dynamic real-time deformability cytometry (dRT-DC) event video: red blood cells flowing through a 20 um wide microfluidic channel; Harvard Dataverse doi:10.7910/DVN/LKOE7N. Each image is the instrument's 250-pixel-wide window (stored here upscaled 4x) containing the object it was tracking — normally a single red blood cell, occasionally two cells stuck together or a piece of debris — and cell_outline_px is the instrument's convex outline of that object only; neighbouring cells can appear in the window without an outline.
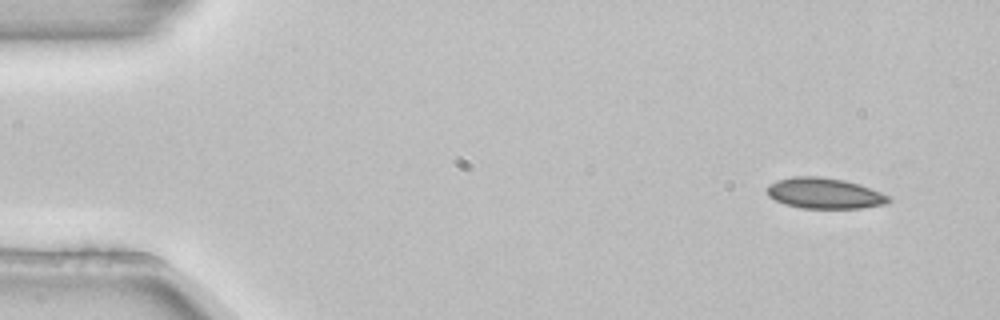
{"species": "common noctule bat (a hibernating species)", "species_latin": "Nyctalus noctula", "temperature_condition": "room temperature", "stored_images_in_passage": 3, "camera_frame_rate_fps": 3000, "um_per_image_px": 0.085, "animal": {"sex": "female", "body_mass_g": 22.7, "forearm_length_mm": 54.2}, "frame": {"image": 1, "passage_image": 1, "time_ms": 0.0, "image_size_px": [1000, 320], "cell_outline_px": [[892, 200], [888, 204], [860, 208], [800, 208], [784, 204], [768, 196], [768, 184], [776, 180], [796, 176], [820, 176], [844, 180], [880, 192], [888, 196]], "centroid_in_image_um": [70.06, 16.43], "position_along_channel_um": 14.9, "area_um2": 21.68}}
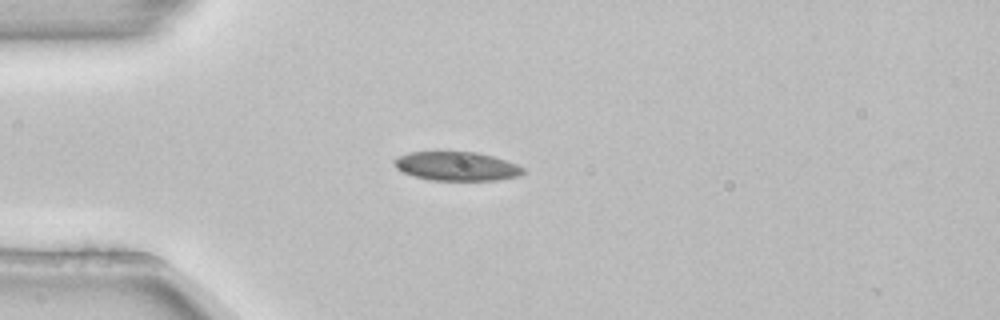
{"frame": {"image": 2, "passage_image": 3, "time_ms": 0.667, "image_size_px": [1000, 320], "cell_outline_px": [[524, 172], [520, 176], [496, 180], [428, 180], [404, 172], [396, 168], [392, 160], [396, 156], [408, 152], [476, 152], [492, 156], [516, 164], [524, 168]], "centroid_in_image_um": [38.79, 14.13], "position_along_channel_um": 46.2, "area_um2": 21.68}}